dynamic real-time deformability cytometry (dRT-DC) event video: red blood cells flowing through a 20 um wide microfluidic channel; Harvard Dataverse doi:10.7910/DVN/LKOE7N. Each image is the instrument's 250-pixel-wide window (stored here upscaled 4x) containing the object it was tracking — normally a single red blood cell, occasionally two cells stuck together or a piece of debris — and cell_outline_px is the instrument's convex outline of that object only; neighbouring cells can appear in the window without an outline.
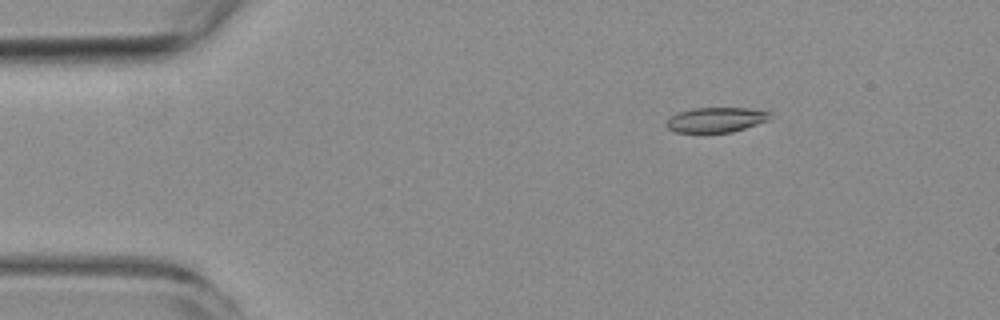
{"species": "common noctule bat (a hibernating species)", "species_latin": "Nyctalus noctula", "temperature_condition": "room temperature", "stored_images_in_passage": 5, "camera_frame_rate_fps": 3000, "um_per_image_px": 0.085, "animal": {"sex": "female", "body_mass_g": 19.3, "forearm_length_mm": 54.1}, "frame": {"image": 1, "passage_image": 2, "time_ms": 2.0, "image_size_px": [1000, 320], "cell_outline_px": [[768, 120], [732, 132], [676, 132], [668, 128], [664, 124], [676, 112], [692, 108], [752, 108], [768, 112]], "centroid_in_image_um": [60.8, 10.17], "position_along_channel_um": 24.2, "area_um2": 14.85}}